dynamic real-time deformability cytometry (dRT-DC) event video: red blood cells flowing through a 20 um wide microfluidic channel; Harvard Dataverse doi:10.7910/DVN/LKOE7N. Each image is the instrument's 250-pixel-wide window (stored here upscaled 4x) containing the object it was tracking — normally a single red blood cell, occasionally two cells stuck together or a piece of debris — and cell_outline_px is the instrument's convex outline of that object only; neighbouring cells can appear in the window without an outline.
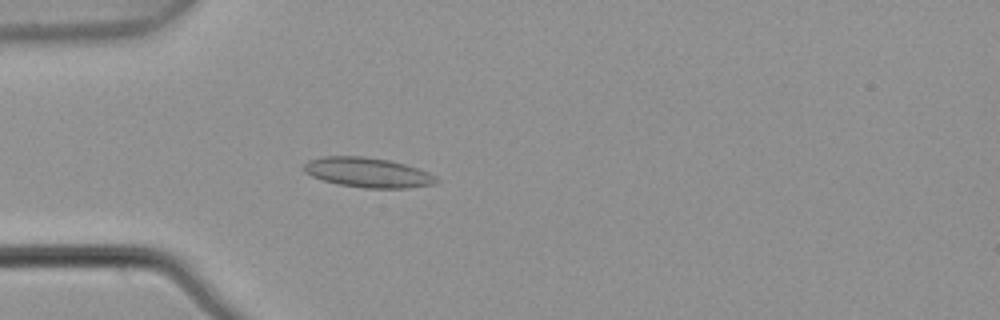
{"species": "common noctule bat (a hibernating species)", "species_latin": "Nyctalus noctula", "temperature_condition": "warm", "stored_images_in_passage": 3, "camera_frame_rate_fps": 3000, "um_per_image_px": 0.085, "animal": {"sex": "male", "body_mass_g": 21.5, "forearm_length_mm": 52.0}, "frame": {"image": 1, "passage_image": 3, "time_ms": 0.667, "image_size_px": [1000, 320], "cell_outline_px": [[440, 180], [436, 184], [408, 188], [364, 188], [336, 184], [312, 176], [304, 172], [300, 168], [308, 160], [324, 156], [364, 156], [388, 160], [404, 164], [428, 172], [436, 176]], "centroid_in_image_um": [31.24, 14.67], "position_along_channel_um": 53.8, "area_um2": 23.18}}